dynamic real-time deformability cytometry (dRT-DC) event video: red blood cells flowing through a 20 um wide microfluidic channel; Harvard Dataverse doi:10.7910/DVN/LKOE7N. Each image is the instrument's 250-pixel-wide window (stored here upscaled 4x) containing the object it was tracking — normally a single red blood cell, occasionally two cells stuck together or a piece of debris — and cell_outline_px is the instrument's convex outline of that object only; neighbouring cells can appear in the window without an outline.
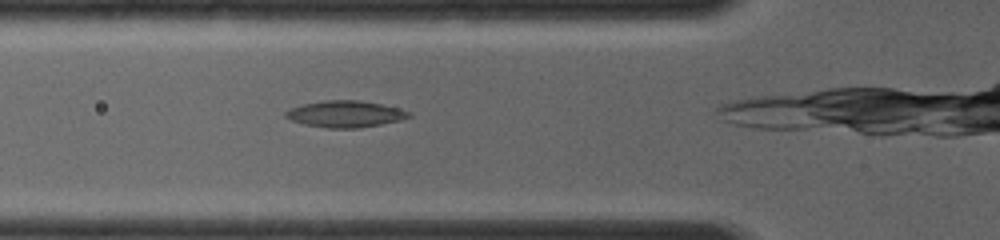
{"species": "common noctule bat (a hibernating species)", "species_latin": "Nyctalus noctula", "temperature_condition": "room temperature", "stored_images_in_passage": 5, "camera_frame_rate_fps": 4000, "um_per_image_px": 0.085, "animal": {"sex": "female", "body_mass_g": 19.0, "forearm_length_mm": 56.7}, "frame": {"image": 1, "passage_image": 4, "time_ms": 2.25, "image_size_px": [1000, 240], "cell_outline_px": [[412, 116], [400, 120], [380, 124], [356, 128], [328, 128], [304, 124], [292, 120], [284, 116], [284, 112], [292, 108], [304, 104], [324, 100], [360, 100], [380, 104], [412, 112]], "centroid_in_image_um": [29.35, 9.69], "position_along_channel_um": 96.5, "area_um2": 18.84}}